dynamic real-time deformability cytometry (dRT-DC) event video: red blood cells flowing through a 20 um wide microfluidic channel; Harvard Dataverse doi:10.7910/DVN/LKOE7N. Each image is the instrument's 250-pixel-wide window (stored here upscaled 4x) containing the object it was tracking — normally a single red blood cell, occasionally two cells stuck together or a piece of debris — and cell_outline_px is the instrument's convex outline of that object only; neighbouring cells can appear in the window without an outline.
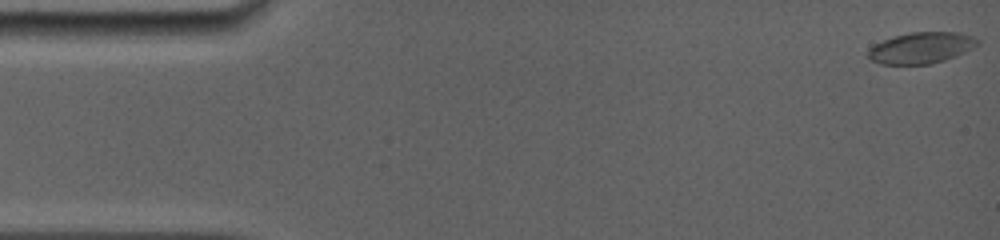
{"species": "common noctule bat (a hibernating species)", "species_latin": "Nyctalus noctula", "temperature_condition": "room temperature", "stored_images_in_passage": 28, "camera_frame_rate_fps": 5000, "um_per_image_px": 0.085, "animal": {"sex": "female", "body_mass_g": 19.0, "forearm_length_mm": 56.7}, "frame": {"image": 1, "passage_image": 1, "time_ms": 0.0, "image_size_px": [1000, 240], "cell_outline_px": [[980, 44], [956, 56], [944, 60], [928, 64], [880, 64], [872, 60], [868, 56], [868, 48], [884, 40], [908, 32], [960, 32], [972, 36], [980, 40]], "centroid_in_image_um": [78.33, 4.06], "position_along_channel_um": 6.7, "area_um2": 19.83}}
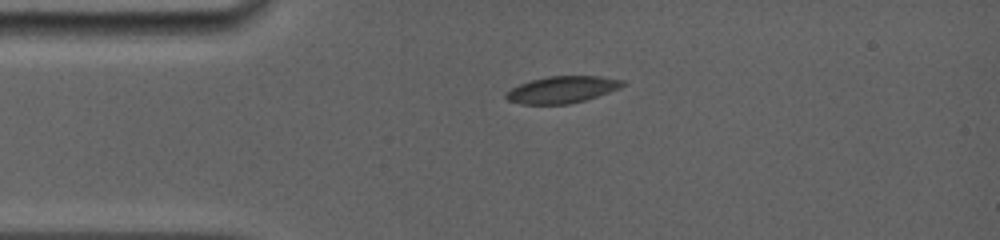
{"frame": {"image": 2, "passage_image": 25, "time_ms": 3.4, "image_size_px": [1000, 240], "cell_outline_px": [[628, 84], [620, 88], [584, 100], [568, 104], [520, 104], [508, 100], [504, 96], [512, 88], [520, 84], [532, 80], [548, 76], [600, 76], [624, 80]], "centroid_in_image_um": [47.81, 7.61], "position_along_channel_um": 37.2, "area_um2": 18.09}}